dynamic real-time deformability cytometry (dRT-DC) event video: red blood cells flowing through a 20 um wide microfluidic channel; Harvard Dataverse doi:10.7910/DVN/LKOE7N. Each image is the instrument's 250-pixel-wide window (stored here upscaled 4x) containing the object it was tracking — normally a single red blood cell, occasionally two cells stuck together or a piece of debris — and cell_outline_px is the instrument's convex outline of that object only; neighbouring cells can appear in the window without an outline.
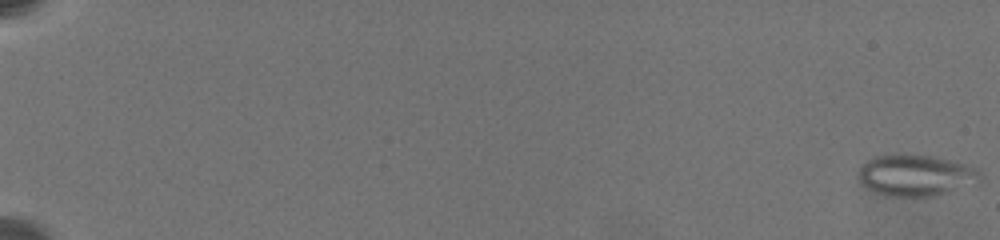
{"species": "common noctule bat (a hibernating species)", "species_latin": "Nyctalus noctula", "temperature_condition": "warm", "stored_images_in_passage": 42, "camera_frame_rate_fps": 3000, "um_per_image_px": 0.085, "animal": {"sex": "female", "body_mass_g": 19.5, "forearm_length_mm": 54.1}, "frame": {"image": 1, "passage_image": 1, "time_ms": 0.0, "image_size_px": [1000, 240], "cell_outline_px": [[980, 176], [944, 192], [932, 196], [896, 196], [876, 192], [868, 188], [856, 176], [860, 164], [872, 156], [932, 156], [980, 168]], "centroid_in_image_um": [77.69, 14.88], "position_along_channel_um": 7.3, "area_um2": 27.86}}
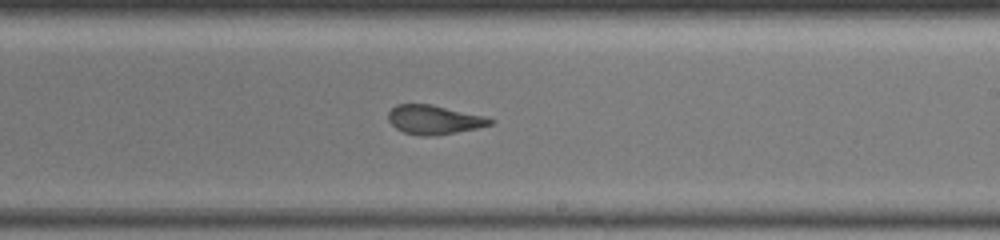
{"frame": {"image": 2, "passage_image": 27, "time_ms": 14.0, "image_size_px": [1000, 240], "cell_outline_px": [[496, 120], [492, 124], [476, 128], [436, 136], [420, 136], [404, 132], [396, 128], [388, 120], [388, 112], [396, 104], [432, 104], [484, 116]], "centroid_in_image_um": [36.89, 10.17], "position_along_channel_um": 252.1, "area_um2": 17.28}}
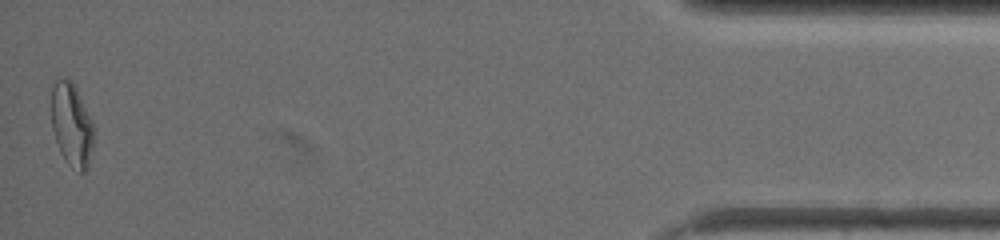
{"frame": {"image": 3, "passage_image": 42, "time_ms": 21.333, "image_size_px": [1000, 240], "cell_outline_px": [[96, 132], [88, 168], [84, 172], [80, 172], [72, 168], [68, 164], [60, 152], [52, 128], [52, 84], [56, 76], [68, 76], [72, 80], [96, 128]], "centroid_in_image_um": [6.11, 10.56], "position_along_channel_um": 429.1, "area_um2": 21.21}, "authors_computed_cell_mechanics": {"area_um2": 19.3919, "velocity_mm_per_s": 3.4213, "shape_relaxation_time_tau1_ms": null, "shape_relaxation_time_tau2_ms": 1.1859, "deformation_change_tau1": null, "deformation_change_tau2": 0.0839}}